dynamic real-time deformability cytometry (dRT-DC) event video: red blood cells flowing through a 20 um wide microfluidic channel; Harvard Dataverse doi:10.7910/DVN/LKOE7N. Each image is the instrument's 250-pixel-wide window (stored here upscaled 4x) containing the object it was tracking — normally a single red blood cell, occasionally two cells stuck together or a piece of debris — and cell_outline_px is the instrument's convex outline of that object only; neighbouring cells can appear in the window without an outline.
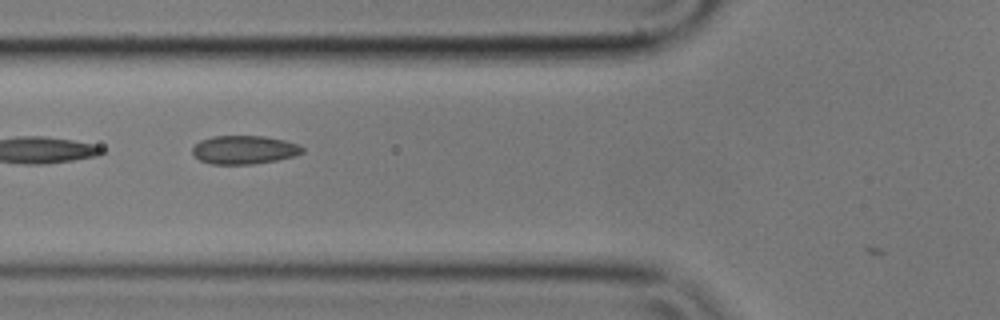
{"species": "common noctule bat (a hibernating species)", "species_latin": "Nyctalus noctula", "temperature_condition": "cold", "stored_images_in_passage": 3, "camera_frame_rate_fps": 3000, "um_per_image_px": 0.085, "animal": {"sex": "male", "body_mass_g": 17.9}, "frame": {"image": 1, "passage_image": 2, "time_ms": 0.333, "image_size_px": [1000, 320], "cell_outline_px": [[304, 152], [296, 156], [276, 160], [252, 164], [212, 164], [200, 160], [192, 152], [192, 148], [200, 140], [212, 136], [264, 136], [284, 140], [300, 144], [304, 148]], "centroid_in_image_um": [20.79, 12.73], "position_along_channel_um": 105.0, "area_um2": 18.32}}